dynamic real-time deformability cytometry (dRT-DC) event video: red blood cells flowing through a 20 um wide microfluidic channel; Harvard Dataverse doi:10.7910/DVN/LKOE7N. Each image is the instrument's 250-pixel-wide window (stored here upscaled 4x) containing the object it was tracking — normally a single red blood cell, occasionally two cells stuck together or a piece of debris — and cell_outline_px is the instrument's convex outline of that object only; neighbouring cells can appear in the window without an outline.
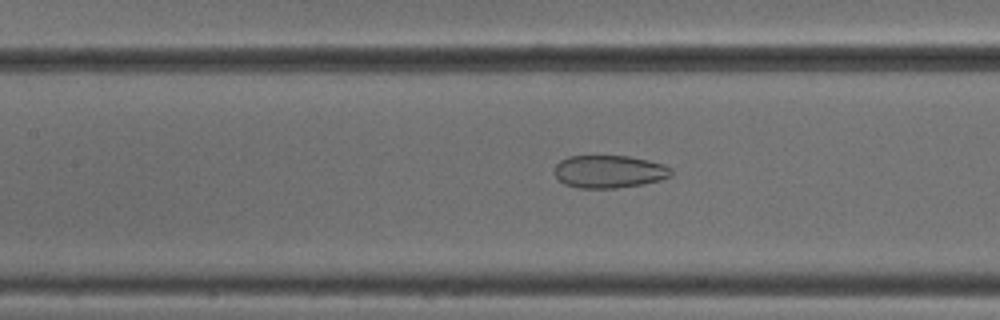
{"species": "common noctule bat (a hibernating species)", "species_latin": "Nyctalus noctula", "temperature_condition": "cold", "stored_images_in_passage": 52, "camera_frame_rate_fps": 3000, "um_per_image_px": 0.085, "animal": {"sex": "male", "body_mass_g": 18.8}, "frame": {"image": 1, "passage_image": 24, "time_ms": 7.667, "image_size_px": [1000, 320], "cell_outline_px": [[672, 176], [660, 180], [644, 184], [616, 188], [580, 188], [564, 184], [552, 172], [552, 168], [560, 160], [568, 156], [628, 156], [648, 160], [664, 164], [672, 168]], "centroid_in_image_um": [51.77, 14.58], "position_along_channel_um": 155.6, "area_um2": 22.54}}
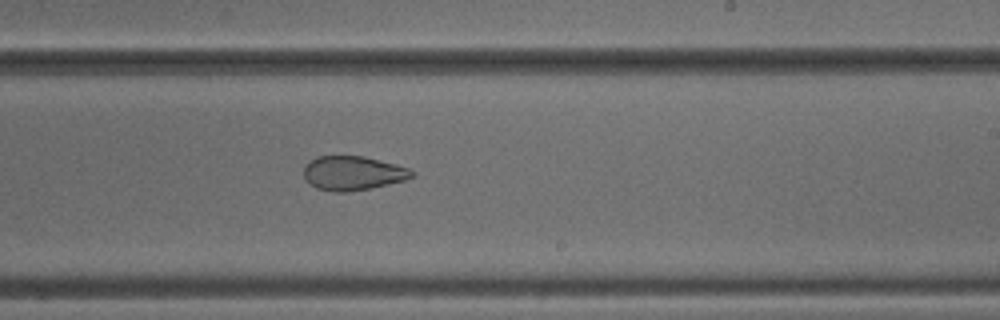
{"frame": {"image": 2, "passage_image": 32, "time_ms": 10.333, "image_size_px": [1000, 320], "cell_outline_px": [[416, 176], [404, 180], [372, 188], [344, 192], [332, 192], [316, 188], [308, 184], [304, 176], [304, 164], [316, 156], [364, 156], [408, 168], [416, 172]], "centroid_in_image_um": [29.96, 14.72], "position_along_channel_um": 259.0, "area_um2": 21.68}}
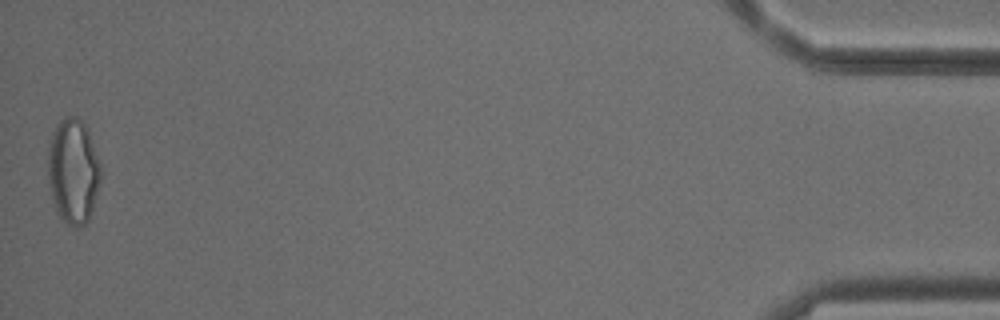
{"frame": {"image": 3, "passage_image": 52, "time_ms": 17.0, "image_size_px": [1000, 320], "cell_outline_px": [[100, 180], [92, 208], [88, 220], [80, 228], [76, 228], [68, 224], [56, 212], [52, 200], [48, 180], [48, 140], [56, 124], [64, 116], [76, 116], [84, 120], [100, 160]], "centroid_in_image_um": [6.2, 14.49], "position_along_channel_um": 429.0, "area_um2": 32.71}, "authors_computed_cell_mechanics": {"area_um2": 27.5417, "velocity_mm_per_s": 3.8802, "shape_relaxation_time_tau1_ms": null, "shape_relaxation_time_tau2_ms": 2.1253, "deformation_change_tau1": null, "deformation_change_tau2": 0.0929}}